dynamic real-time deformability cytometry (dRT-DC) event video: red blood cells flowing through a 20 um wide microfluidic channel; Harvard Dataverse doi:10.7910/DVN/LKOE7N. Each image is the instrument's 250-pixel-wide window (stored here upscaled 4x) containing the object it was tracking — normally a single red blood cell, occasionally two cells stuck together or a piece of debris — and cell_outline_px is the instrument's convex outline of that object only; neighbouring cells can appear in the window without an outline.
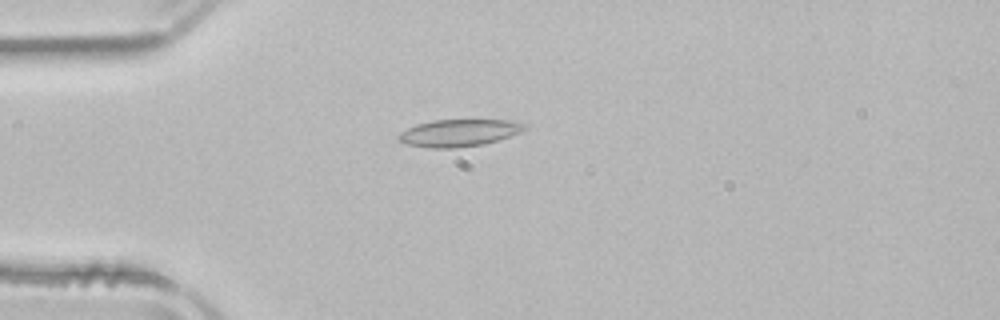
{"species": "common noctule bat (a hibernating species)", "species_latin": "Nyctalus noctula", "temperature_condition": "room temperature", "stored_images_in_passage": 49, "camera_frame_rate_fps": 3000, "um_per_image_px": 0.085, "animal": {"sex": "male", "body_mass_g": 21.5, "forearm_length_mm": 52.0}, "frame": {"image": 1, "passage_image": 11, "time_ms": 3.333, "image_size_px": [1000, 320], "cell_outline_px": [[528, 128], [520, 132], [484, 144], [456, 148], [432, 148], [408, 144], [396, 140], [396, 136], [400, 132], [416, 124], [432, 120], [512, 120], [528, 124]], "centroid_in_image_um": [39.0, 11.29], "position_along_channel_um": 46.0, "area_um2": 20.0}}
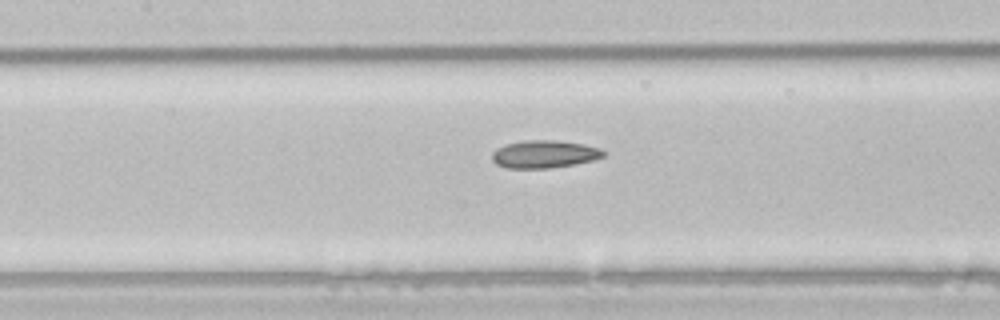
{"frame": {"image": 2, "passage_image": 21, "time_ms": 6.667, "image_size_px": [1000, 320], "cell_outline_px": [[608, 156], [576, 164], [548, 168], [508, 168], [496, 164], [492, 160], [492, 152], [496, 148], [504, 144], [524, 140], [556, 140], [584, 144], [600, 148], [608, 152]], "centroid_in_image_um": [46.3, 13.09], "position_along_channel_um": 161.1, "area_um2": 18.26}}
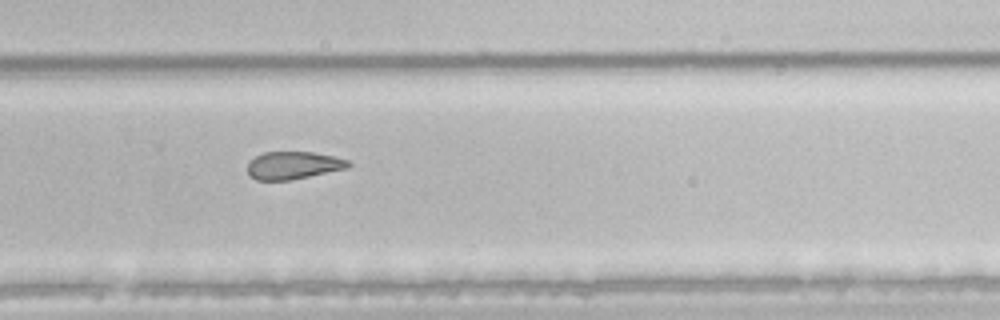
{"frame": {"image": 3, "passage_image": 32, "time_ms": 10.333, "image_size_px": [1000, 320], "cell_outline_px": [[352, 164], [348, 168], [292, 180], [256, 180], [248, 176], [248, 164], [256, 156], [264, 152], [312, 152], [332, 156], [348, 160]], "centroid_in_image_um": [24.93, 14.06], "position_along_channel_um": 304.9, "area_um2": 16.24}, "authors_computed_cell_mechanics": {"area_um2": 19.5364, "velocity_mm_per_s": 3.9408, "shape_relaxation_time_tau1_ms": null, "shape_relaxation_time_tau2_ms": 5.6194, "deformation_change_tau1": null, "deformation_change_tau2": 0.1412}}